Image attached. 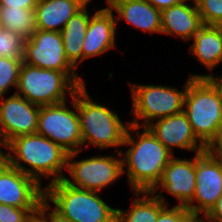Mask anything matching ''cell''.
<instances>
[{
  "mask_svg": "<svg viewBox=\"0 0 222 222\" xmlns=\"http://www.w3.org/2000/svg\"><path fill=\"white\" fill-rule=\"evenodd\" d=\"M150 2L156 9L164 10L170 8L173 5L179 4L184 0H147Z\"/></svg>",
  "mask_w": 222,
  "mask_h": 222,
  "instance_id": "obj_34",
  "label": "cell"
},
{
  "mask_svg": "<svg viewBox=\"0 0 222 222\" xmlns=\"http://www.w3.org/2000/svg\"><path fill=\"white\" fill-rule=\"evenodd\" d=\"M189 77L192 78H205L211 85L212 87L215 89V91L218 94V97L221 99L222 101V76H213L212 74H190Z\"/></svg>",
  "mask_w": 222,
  "mask_h": 222,
  "instance_id": "obj_31",
  "label": "cell"
},
{
  "mask_svg": "<svg viewBox=\"0 0 222 222\" xmlns=\"http://www.w3.org/2000/svg\"><path fill=\"white\" fill-rule=\"evenodd\" d=\"M204 25H222V0H195Z\"/></svg>",
  "mask_w": 222,
  "mask_h": 222,
  "instance_id": "obj_26",
  "label": "cell"
},
{
  "mask_svg": "<svg viewBox=\"0 0 222 222\" xmlns=\"http://www.w3.org/2000/svg\"><path fill=\"white\" fill-rule=\"evenodd\" d=\"M72 106L75 110L69 109L66 101L41 106L36 131V133L60 145L68 153L83 150L76 92L72 97Z\"/></svg>",
  "mask_w": 222,
  "mask_h": 222,
  "instance_id": "obj_8",
  "label": "cell"
},
{
  "mask_svg": "<svg viewBox=\"0 0 222 222\" xmlns=\"http://www.w3.org/2000/svg\"><path fill=\"white\" fill-rule=\"evenodd\" d=\"M26 222H45L44 219L36 212L30 216Z\"/></svg>",
  "mask_w": 222,
  "mask_h": 222,
  "instance_id": "obj_37",
  "label": "cell"
},
{
  "mask_svg": "<svg viewBox=\"0 0 222 222\" xmlns=\"http://www.w3.org/2000/svg\"><path fill=\"white\" fill-rule=\"evenodd\" d=\"M163 189L179 201V206H186L193 199L196 189V153L191 160L173 156L164 168L161 180L151 191L164 204L169 205L162 195ZM157 190L160 193L156 194Z\"/></svg>",
  "mask_w": 222,
  "mask_h": 222,
  "instance_id": "obj_13",
  "label": "cell"
},
{
  "mask_svg": "<svg viewBox=\"0 0 222 222\" xmlns=\"http://www.w3.org/2000/svg\"><path fill=\"white\" fill-rule=\"evenodd\" d=\"M24 41L18 33L3 29L0 32V57L23 61Z\"/></svg>",
  "mask_w": 222,
  "mask_h": 222,
  "instance_id": "obj_25",
  "label": "cell"
},
{
  "mask_svg": "<svg viewBox=\"0 0 222 222\" xmlns=\"http://www.w3.org/2000/svg\"><path fill=\"white\" fill-rule=\"evenodd\" d=\"M0 101V148L16 137L36 133L41 106L16 93Z\"/></svg>",
  "mask_w": 222,
  "mask_h": 222,
  "instance_id": "obj_12",
  "label": "cell"
},
{
  "mask_svg": "<svg viewBox=\"0 0 222 222\" xmlns=\"http://www.w3.org/2000/svg\"><path fill=\"white\" fill-rule=\"evenodd\" d=\"M183 112L196 137L207 147L222 121V101L205 78H192L188 82Z\"/></svg>",
  "mask_w": 222,
  "mask_h": 222,
  "instance_id": "obj_6",
  "label": "cell"
},
{
  "mask_svg": "<svg viewBox=\"0 0 222 222\" xmlns=\"http://www.w3.org/2000/svg\"><path fill=\"white\" fill-rule=\"evenodd\" d=\"M0 20L6 30L29 39L37 29L35 10L0 6Z\"/></svg>",
  "mask_w": 222,
  "mask_h": 222,
  "instance_id": "obj_23",
  "label": "cell"
},
{
  "mask_svg": "<svg viewBox=\"0 0 222 222\" xmlns=\"http://www.w3.org/2000/svg\"><path fill=\"white\" fill-rule=\"evenodd\" d=\"M186 222H211L206 216L191 215Z\"/></svg>",
  "mask_w": 222,
  "mask_h": 222,
  "instance_id": "obj_36",
  "label": "cell"
},
{
  "mask_svg": "<svg viewBox=\"0 0 222 222\" xmlns=\"http://www.w3.org/2000/svg\"><path fill=\"white\" fill-rule=\"evenodd\" d=\"M44 198V187L33 177L9 166L0 175V204L37 208Z\"/></svg>",
  "mask_w": 222,
  "mask_h": 222,
  "instance_id": "obj_14",
  "label": "cell"
},
{
  "mask_svg": "<svg viewBox=\"0 0 222 222\" xmlns=\"http://www.w3.org/2000/svg\"><path fill=\"white\" fill-rule=\"evenodd\" d=\"M44 198L71 222H116V208L99 192L72 187L63 179L47 184Z\"/></svg>",
  "mask_w": 222,
  "mask_h": 222,
  "instance_id": "obj_5",
  "label": "cell"
},
{
  "mask_svg": "<svg viewBox=\"0 0 222 222\" xmlns=\"http://www.w3.org/2000/svg\"><path fill=\"white\" fill-rule=\"evenodd\" d=\"M206 150L209 153L222 158V121L219 126L216 137L206 147Z\"/></svg>",
  "mask_w": 222,
  "mask_h": 222,
  "instance_id": "obj_32",
  "label": "cell"
},
{
  "mask_svg": "<svg viewBox=\"0 0 222 222\" xmlns=\"http://www.w3.org/2000/svg\"><path fill=\"white\" fill-rule=\"evenodd\" d=\"M133 193L138 198L133 197L130 209L116 208V222H156L159 214L168 206L152 192Z\"/></svg>",
  "mask_w": 222,
  "mask_h": 222,
  "instance_id": "obj_22",
  "label": "cell"
},
{
  "mask_svg": "<svg viewBox=\"0 0 222 222\" xmlns=\"http://www.w3.org/2000/svg\"><path fill=\"white\" fill-rule=\"evenodd\" d=\"M23 62L42 69L77 72L66 57L63 40L58 31L36 29L24 41Z\"/></svg>",
  "mask_w": 222,
  "mask_h": 222,
  "instance_id": "obj_11",
  "label": "cell"
},
{
  "mask_svg": "<svg viewBox=\"0 0 222 222\" xmlns=\"http://www.w3.org/2000/svg\"><path fill=\"white\" fill-rule=\"evenodd\" d=\"M37 208H18L0 204V222H26Z\"/></svg>",
  "mask_w": 222,
  "mask_h": 222,
  "instance_id": "obj_27",
  "label": "cell"
},
{
  "mask_svg": "<svg viewBox=\"0 0 222 222\" xmlns=\"http://www.w3.org/2000/svg\"><path fill=\"white\" fill-rule=\"evenodd\" d=\"M39 0H0V6L35 10Z\"/></svg>",
  "mask_w": 222,
  "mask_h": 222,
  "instance_id": "obj_30",
  "label": "cell"
},
{
  "mask_svg": "<svg viewBox=\"0 0 222 222\" xmlns=\"http://www.w3.org/2000/svg\"><path fill=\"white\" fill-rule=\"evenodd\" d=\"M190 216L191 213L185 206L174 205L170 209L167 206L156 222H186Z\"/></svg>",
  "mask_w": 222,
  "mask_h": 222,
  "instance_id": "obj_28",
  "label": "cell"
},
{
  "mask_svg": "<svg viewBox=\"0 0 222 222\" xmlns=\"http://www.w3.org/2000/svg\"><path fill=\"white\" fill-rule=\"evenodd\" d=\"M151 133L174 155L173 149L180 148L195 153L206 150L193 132L184 112L153 121L146 126Z\"/></svg>",
  "mask_w": 222,
  "mask_h": 222,
  "instance_id": "obj_15",
  "label": "cell"
},
{
  "mask_svg": "<svg viewBox=\"0 0 222 222\" xmlns=\"http://www.w3.org/2000/svg\"><path fill=\"white\" fill-rule=\"evenodd\" d=\"M10 166L33 177L39 184L42 176L51 182L64 179L68 152L60 145L38 133L22 135L12 139L5 147ZM28 165V168L21 163Z\"/></svg>",
  "mask_w": 222,
  "mask_h": 222,
  "instance_id": "obj_2",
  "label": "cell"
},
{
  "mask_svg": "<svg viewBox=\"0 0 222 222\" xmlns=\"http://www.w3.org/2000/svg\"><path fill=\"white\" fill-rule=\"evenodd\" d=\"M50 208L51 211L47 212ZM37 213L44 219L45 222H71L59 211L51 207L50 202H48L45 198H43L39 202L37 207Z\"/></svg>",
  "mask_w": 222,
  "mask_h": 222,
  "instance_id": "obj_29",
  "label": "cell"
},
{
  "mask_svg": "<svg viewBox=\"0 0 222 222\" xmlns=\"http://www.w3.org/2000/svg\"><path fill=\"white\" fill-rule=\"evenodd\" d=\"M86 85L76 91V106L78 111L80 133L83 145L86 144L106 149L116 147V152L123 146L130 122L123 124L113 110L97 101H93L87 92ZM119 150V151H118Z\"/></svg>",
  "mask_w": 222,
  "mask_h": 222,
  "instance_id": "obj_3",
  "label": "cell"
},
{
  "mask_svg": "<svg viewBox=\"0 0 222 222\" xmlns=\"http://www.w3.org/2000/svg\"><path fill=\"white\" fill-rule=\"evenodd\" d=\"M85 82L77 72L42 69L23 62L15 93L35 105L46 106L66 101V92L72 98Z\"/></svg>",
  "mask_w": 222,
  "mask_h": 222,
  "instance_id": "obj_4",
  "label": "cell"
},
{
  "mask_svg": "<svg viewBox=\"0 0 222 222\" xmlns=\"http://www.w3.org/2000/svg\"><path fill=\"white\" fill-rule=\"evenodd\" d=\"M3 29H4L3 23H2V21L0 20V32H1Z\"/></svg>",
  "mask_w": 222,
  "mask_h": 222,
  "instance_id": "obj_38",
  "label": "cell"
},
{
  "mask_svg": "<svg viewBox=\"0 0 222 222\" xmlns=\"http://www.w3.org/2000/svg\"><path fill=\"white\" fill-rule=\"evenodd\" d=\"M184 0L161 11V34L180 37L189 42L200 28L204 25L198 12L195 0L188 5Z\"/></svg>",
  "mask_w": 222,
  "mask_h": 222,
  "instance_id": "obj_18",
  "label": "cell"
},
{
  "mask_svg": "<svg viewBox=\"0 0 222 222\" xmlns=\"http://www.w3.org/2000/svg\"><path fill=\"white\" fill-rule=\"evenodd\" d=\"M192 40L189 53L201 65L212 71L222 62V25H203Z\"/></svg>",
  "mask_w": 222,
  "mask_h": 222,
  "instance_id": "obj_20",
  "label": "cell"
},
{
  "mask_svg": "<svg viewBox=\"0 0 222 222\" xmlns=\"http://www.w3.org/2000/svg\"><path fill=\"white\" fill-rule=\"evenodd\" d=\"M79 153H69L67 158L66 170L70 177L65 175L63 180L72 187L99 192L122 176L121 152L72 161Z\"/></svg>",
  "mask_w": 222,
  "mask_h": 222,
  "instance_id": "obj_9",
  "label": "cell"
},
{
  "mask_svg": "<svg viewBox=\"0 0 222 222\" xmlns=\"http://www.w3.org/2000/svg\"><path fill=\"white\" fill-rule=\"evenodd\" d=\"M192 79L189 77L183 90H178L167 85H129L132 93V110L134 120L130 124L146 127L155 119L169 117L183 112L184 97L187 84ZM143 122V125L139 122Z\"/></svg>",
  "mask_w": 222,
  "mask_h": 222,
  "instance_id": "obj_7",
  "label": "cell"
},
{
  "mask_svg": "<svg viewBox=\"0 0 222 222\" xmlns=\"http://www.w3.org/2000/svg\"><path fill=\"white\" fill-rule=\"evenodd\" d=\"M86 3L67 22L60 34L63 40L66 57L77 69L83 62V41L90 22V14Z\"/></svg>",
  "mask_w": 222,
  "mask_h": 222,
  "instance_id": "obj_21",
  "label": "cell"
},
{
  "mask_svg": "<svg viewBox=\"0 0 222 222\" xmlns=\"http://www.w3.org/2000/svg\"><path fill=\"white\" fill-rule=\"evenodd\" d=\"M205 216L211 222H222V195L218 198L216 204Z\"/></svg>",
  "mask_w": 222,
  "mask_h": 222,
  "instance_id": "obj_33",
  "label": "cell"
},
{
  "mask_svg": "<svg viewBox=\"0 0 222 222\" xmlns=\"http://www.w3.org/2000/svg\"><path fill=\"white\" fill-rule=\"evenodd\" d=\"M106 3L118 15L116 24L124 19L143 32L161 33V10L147 0H106Z\"/></svg>",
  "mask_w": 222,
  "mask_h": 222,
  "instance_id": "obj_17",
  "label": "cell"
},
{
  "mask_svg": "<svg viewBox=\"0 0 222 222\" xmlns=\"http://www.w3.org/2000/svg\"><path fill=\"white\" fill-rule=\"evenodd\" d=\"M222 195V158L207 150L196 153V189L185 206L191 215L205 216ZM196 201V204H195Z\"/></svg>",
  "mask_w": 222,
  "mask_h": 222,
  "instance_id": "obj_10",
  "label": "cell"
},
{
  "mask_svg": "<svg viewBox=\"0 0 222 222\" xmlns=\"http://www.w3.org/2000/svg\"><path fill=\"white\" fill-rule=\"evenodd\" d=\"M116 19L108 6L97 10L90 22L83 41V61L116 47Z\"/></svg>",
  "mask_w": 222,
  "mask_h": 222,
  "instance_id": "obj_16",
  "label": "cell"
},
{
  "mask_svg": "<svg viewBox=\"0 0 222 222\" xmlns=\"http://www.w3.org/2000/svg\"><path fill=\"white\" fill-rule=\"evenodd\" d=\"M86 3L84 0H39L35 8L37 29L61 32Z\"/></svg>",
  "mask_w": 222,
  "mask_h": 222,
  "instance_id": "obj_19",
  "label": "cell"
},
{
  "mask_svg": "<svg viewBox=\"0 0 222 222\" xmlns=\"http://www.w3.org/2000/svg\"><path fill=\"white\" fill-rule=\"evenodd\" d=\"M141 128L132 124L128 127L123 145L129 148L124 154L121 151L123 173H127L133 192H151L161 180L164 168L174 155L147 127H144L142 133L139 130ZM132 131H137L136 139L133 138Z\"/></svg>",
  "mask_w": 222,
  "mask_h": 222,
  "instance_id": "obj_1",
  "label": "cell"
},
{
  "mask_svg": "<svg viewBox=\"0 0 222 222\" xmlns=\"http://www.w3.org/2000/svg\"><path fill=\"white\" fill-rule=\"evenodd\" d=\"M22 63L20 59L0 57V97H3L11 87L17 89Z\"/></svg>",
  "mask_w": 222,
  "mask_h": 222,
  "instance_id": "obj_24",
  "label": "cell"
},
{
  "mask_svg": "<svg viewBox=\"0 0 222 222\" xmlns=\"http://www.w3.org/2000/svg\"><path fill=\"white\" fill-rule=\"evenodd\" d=\"M10 166L6 152L0 149V175Z\"/></svg>",
  "mask_w": 222,
  "mask_h": 222,
  "instance_id": "obj_35",
  "label": "cell"
}]
</instances>
